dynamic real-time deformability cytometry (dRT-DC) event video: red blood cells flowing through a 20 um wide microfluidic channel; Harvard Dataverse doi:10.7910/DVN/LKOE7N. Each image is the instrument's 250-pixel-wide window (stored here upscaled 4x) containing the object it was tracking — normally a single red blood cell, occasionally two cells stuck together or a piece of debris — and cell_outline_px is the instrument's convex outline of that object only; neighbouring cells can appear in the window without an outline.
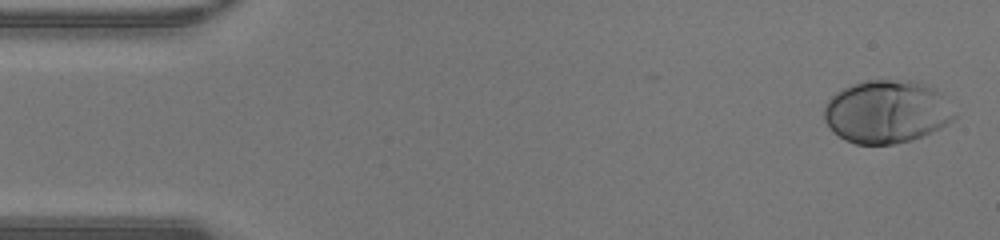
{"species": "human", "species_latin": "Homo sapiens", "temperature_condition": "warm", "stored_images_in_passage": 47, "camera_frame_rate_fps": 3000, "um_per_image_px": 0.085, "donor": {"sex": "male"}, "frame": {"image": 1, "passage_image": 2, "time_ms": 0.333, "image_size_px": [1000, 240], "cell_outline_px": [[956, 116], [952, 120], [940, 128], [920, 136], [908, 140], [892, 144], [856, 144], [844, 140], [832, 132], [824, 120], [824, 108], [828, 100], [836, 92], [852, 84], [868, 80], [912, 80], [936, 88], [940, 92]], "centroid_in_image_um": [75.33, 9.49], "position_along_channel_um": 9.7, "area_um2": 47.63}}
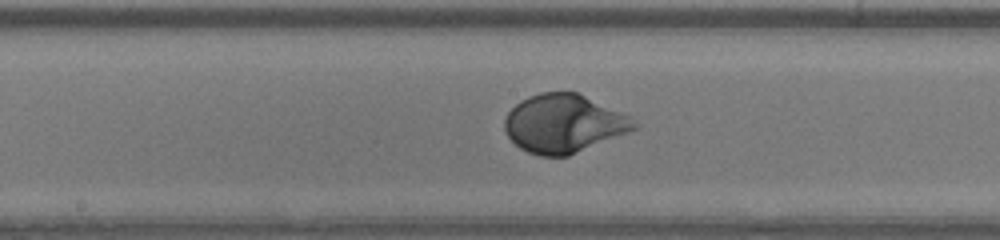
{"frame": {"image": 2, "passage_image": 24, "time_ms": 7.667, "image_size_px": [1000, 240], "cell_outline_px": [[636, 128], [628, 132], [568, 156], [540, 156], [528, 152], [520, 148], [508, 136], [504, 128], [504, 120], [508, 112], [520, 100], [528, 96], [540, 92], [576, 92], [632, 116], [636, 124]], "centroid_in_image_um": [47.91, 10.5], "position_along_channel_um": 200.3, "area_um2": 43.81}}
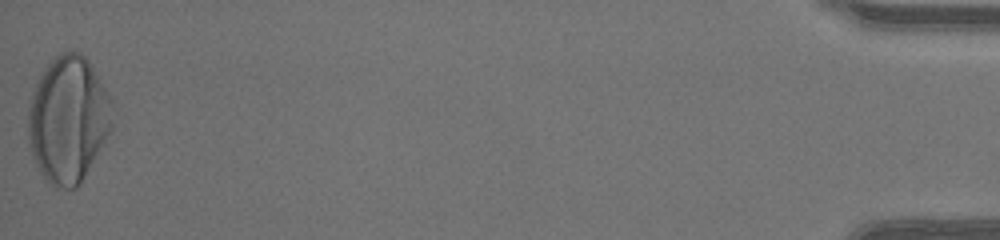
{"frame": {"image": 3, "passage_image": 47, "time_ms": 15.333, "image_size_px": [1000, 240], "cell_outline_px": [[112, 128], [80, 184], [76, 188], [56, 188], [44, 180], [32, 156], [28, 140], [28, 108], [32, 88], [44, 68], [60, 52], [72, 48], [80, 52], [88, 60], [112, 100]], "centroid_in_image_um": [5.77, 10.13], "position_along_channel_um": 429.4, "area_um2": 62.54}, "authors_computed_cell_mechanics": {"area_um2": 44.5638, "velocity_mm_per_s": 4.3787, "shape_relaxation_time_tau1_ms": 2.4044, "shape_relaxation_time_tau2_ms": null, "deformation_change_tau1": 0.1844, "deformation_change_tau2": null}}